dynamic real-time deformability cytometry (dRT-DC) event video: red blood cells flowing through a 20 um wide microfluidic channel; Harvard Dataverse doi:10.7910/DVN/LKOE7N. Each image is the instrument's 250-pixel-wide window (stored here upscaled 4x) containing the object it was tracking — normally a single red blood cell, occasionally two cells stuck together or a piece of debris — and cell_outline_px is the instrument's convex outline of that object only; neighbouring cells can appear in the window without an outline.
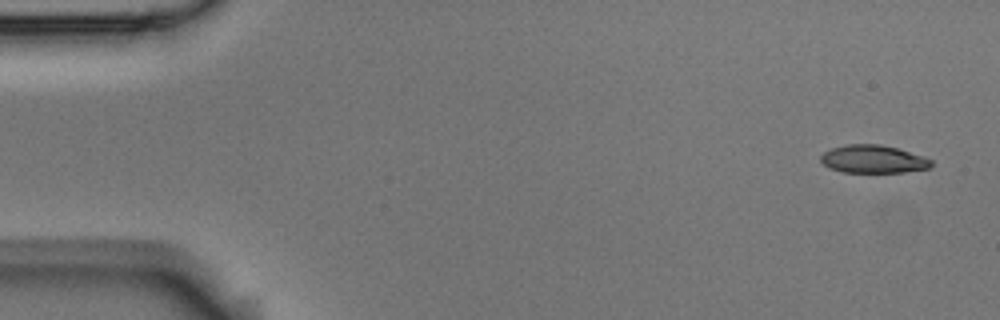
{"species": "Egyptian fruit bat (a non-hibernating species)", "species_latin": "Rousettus aegyptiacus", "temperature_condition": "room temperature", "stored_images_in_passage": 8, "camera_frame_rate_fps": 3000, "um_per_image_px": 0.085, "animal": {"sex": "male"}, "frame": {"image": 1, "passage_image": 1, "time_ms": 0.0, "image_size_px": [1000, 320], "cell_outline_px": [[932, 168], [904, 172], [844, 172], [828, 168], [820, 160], [820, 156], [824, 152], [832, 148], [848, 144], [880, 144], [896, 148], [932, 160]], "centroid_in_image_um": [74.2, 13.53], "position_along_channel_um": 10.8, "area_um2": 17.86}}
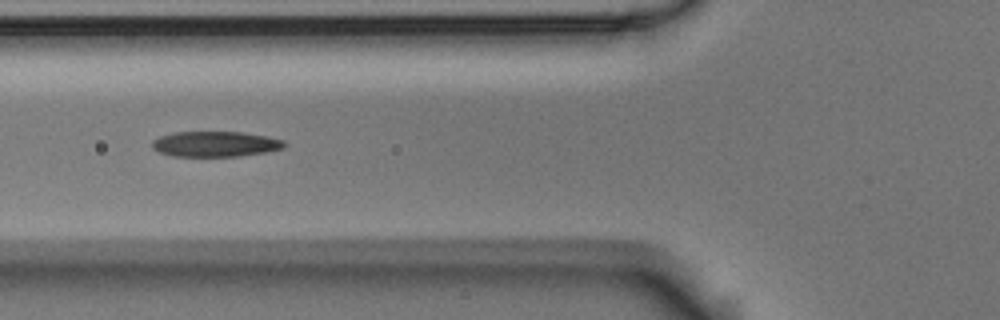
{"frame": {"image": 2, "passage_image": 6, "time_ms": 1.667, "image_size_px": [1000, 320], "cell_outline_px": [[284, 148], [264, 152], [240, 156], [172, 156], [160, 152], [152, 148], [152, 140], [160, 136], [176, 132], [244, 132], [268, 136], [284, 140]], "centroid_in_image_um": [18.3, 12.24], "position_along_channel_um": 107.5, "area_um2": 19.54}}
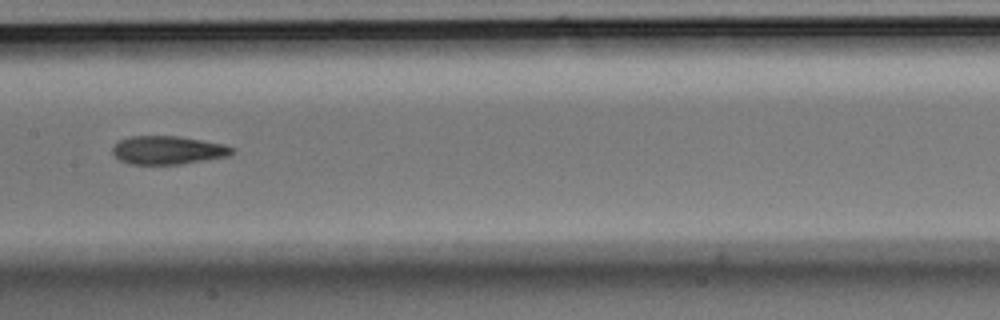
{"frame": {"image": 3, "passage_image": 8, "time_ms": 2.333, "image_size_px": [1000, 320], "cell_outline_px": [[236, 148], [228, 156], [180, 164], [128, 164], [120, 160], [112, 152], [112, 148], [120, 140], [132, 136], [176, 136], [224, 144]], "centroid_in_image_um": [14.27, 12.76], "position_along_channel_um": 193.1, "area_um2": 19.54}}